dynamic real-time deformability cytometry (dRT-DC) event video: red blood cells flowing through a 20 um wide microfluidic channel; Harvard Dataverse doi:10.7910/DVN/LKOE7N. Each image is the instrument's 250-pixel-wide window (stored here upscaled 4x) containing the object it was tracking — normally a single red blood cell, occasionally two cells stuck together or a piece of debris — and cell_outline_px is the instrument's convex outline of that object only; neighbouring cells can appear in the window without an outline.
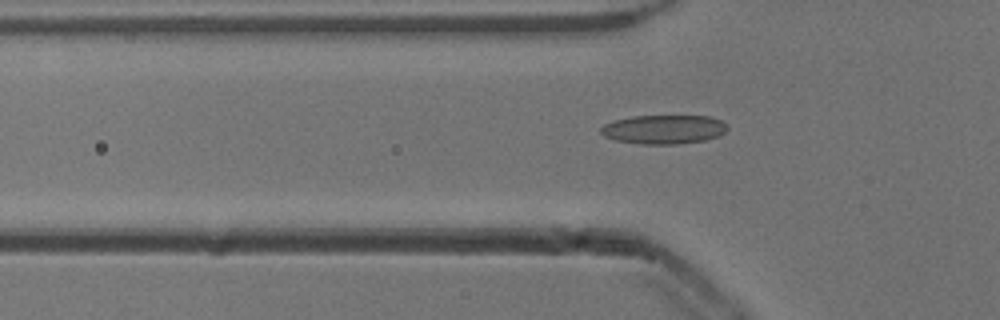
{"species": "common noctule bat (a hibernating species)", "species_latin": "Nyctalus noctula", "temperature_condition": "cold", "stored_images_in_passage": 7, "camera_frame_rate_fps": 3000, "um_per_image_px": 0.085, "animal": {"sex": "male", "body_mass_g": 13.3}, "frame": {"image": 1, "passage_image": 2, "time_ms": 0.333, "image_size_px": [1000, 320], "cell_outline_px": [[728, 128], [720, 136], [704, 140], [676, 144], [640, 144], [616, 140], [604, 136], [600, 132], [600, 128], [604, 124], [612, 120], [632, 116], [712, 116], [720, 120]], "centroid_in_image_um": [56.39, 10.99], "position_along_channel_um": 69.4, "area_um2": 21.44}}
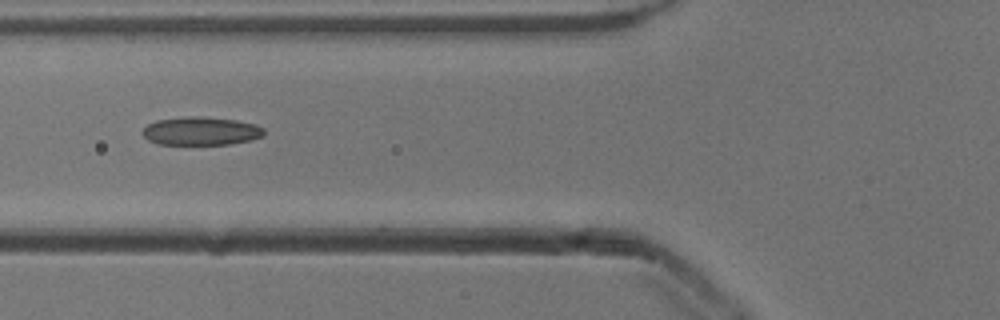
{"frame": {"image": 2, "passage_image": 5, "time_ms": 1.333, "image_size_px": [1000, 320], "cell_outline_px": [[264, 136], [252, 140], [228, 144], [160, 144], [148, 140], [140, 132], [148, 124], [156, 120], [188, 116], [200, 116], [236, 120], [256, 124], [264, 128]], "centroid_in_image_um": [17.09, 11.13], "position_along_channel_um": 108.7, "area_um2": 20.11}}